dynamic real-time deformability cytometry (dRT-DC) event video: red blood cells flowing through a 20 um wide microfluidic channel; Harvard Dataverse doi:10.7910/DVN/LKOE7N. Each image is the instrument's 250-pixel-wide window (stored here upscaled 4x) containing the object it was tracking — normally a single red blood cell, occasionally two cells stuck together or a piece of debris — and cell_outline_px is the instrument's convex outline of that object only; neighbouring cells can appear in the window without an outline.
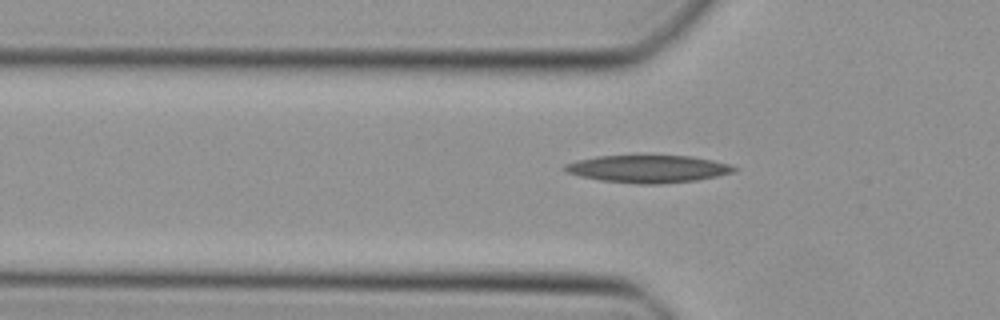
{"species": "Egyptian fruit bat (a non-hibernating species)", "species_latin": "Rousettus aegyptiacus", "temperature_condition": "cold", "stored_images_in_passage": 5, "camera_frame_rate_fps": 3000, "um_per_image_px": 0.085, "animal": {"sex": "female"}, "frame": {"image": 1, "passage_image": 2, "time_ms": 0.333, "image_size_px": [1000, 320], "cell_outline_px": [[736, 172], [696, 180], [660, 184], [636, 184], [600, 180], [580, 176], [568, 172], [564, 168], [564, 164], [576, 160], [600, 156], [692, 156], [712, 160], [728, 164], [736, 168]], "centroid_in_image_um": [55.08, 14.36], "position_along_channel_um": 70.7, "area_um2": 26.88}}